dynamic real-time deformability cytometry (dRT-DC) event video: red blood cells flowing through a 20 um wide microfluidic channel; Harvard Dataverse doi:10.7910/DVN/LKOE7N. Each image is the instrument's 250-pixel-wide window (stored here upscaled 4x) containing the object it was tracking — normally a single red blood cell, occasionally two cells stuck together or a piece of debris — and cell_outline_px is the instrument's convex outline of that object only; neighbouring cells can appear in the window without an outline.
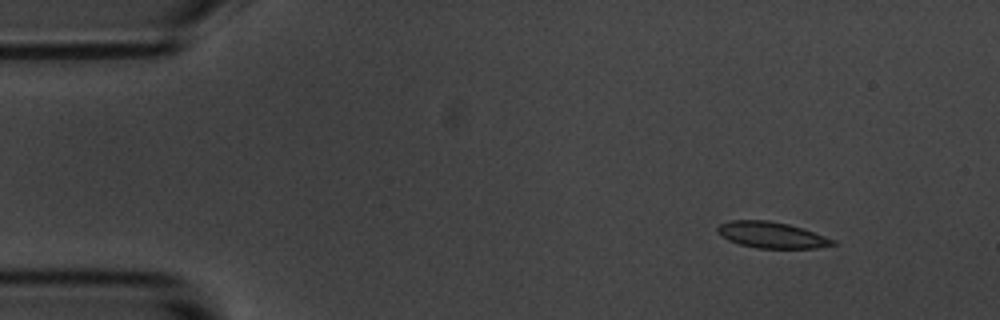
{"species": "common noctule bat (a hibernating species)", "species_latin": "Nyctalus noctula", "temperature_condition": "room temperature", "stored_images_in_passage": 4, "camera_frame_rate_fps": 3000, "um_per_image_px": 0.085, "animal": {"sex": "male", "body_mass_g": 20.1, "forearm_length_mm": 53.5}, "frame": {"image": 1, "passage_image": 1, "time_ms": 0.0, "image_size_px": [1000, 320], "cell_outline_px": [[836, 244], [816, 248], [756, 248], [740, 244], [728, 240], [720, 236], [716, 232], [716, 228], [720, 224], [728, 220], [768, 220], [788, 224], [836, 240]], "centroid_in_image_um": [65.52, 19.97], "position_along_channel_um": 19.5, "area_um2": 17.51}}